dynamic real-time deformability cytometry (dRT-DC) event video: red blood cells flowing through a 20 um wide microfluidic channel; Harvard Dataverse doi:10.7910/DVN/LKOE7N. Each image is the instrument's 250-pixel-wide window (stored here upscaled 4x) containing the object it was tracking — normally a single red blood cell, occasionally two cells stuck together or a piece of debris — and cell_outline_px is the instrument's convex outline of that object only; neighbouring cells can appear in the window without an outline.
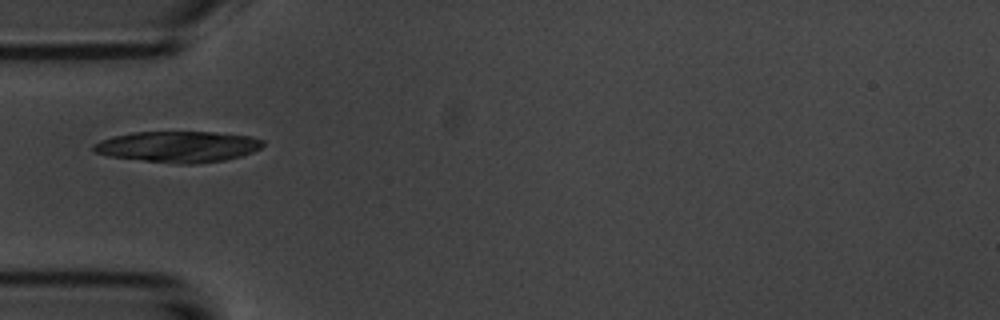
{"species": "common noctule bat (a hibernating species)", "species_latin": "Nyctalus noctula", "temperature_condition": "room temperature", "stored_images_in_passage": 6, "camera_frame_rate_fps": 3000, "um_per_image_px": 0.085, "animal": {"sex": "male", "body_mass_g": 20.1, "forearm_length_mm": 53.5}, "frame": {"image": 1, "passage_image": 1, "time_ms": 0.0, "image_size_px": [1000, 320], "cell_outline_px": [[264, 144], [260, 148], [252, 152], [240, 156], [224, 160], [196, 164], [176, 164], [108, 156], [92, 152], [92, 144], [100, 140], [112, 136], [132, 132], [212, 132], [252, 136], [264, 140]], "centroid_in_image_um": [15.1, 12.47], "position_along_channel_um": 69.9, "area_um2": 30.87}}